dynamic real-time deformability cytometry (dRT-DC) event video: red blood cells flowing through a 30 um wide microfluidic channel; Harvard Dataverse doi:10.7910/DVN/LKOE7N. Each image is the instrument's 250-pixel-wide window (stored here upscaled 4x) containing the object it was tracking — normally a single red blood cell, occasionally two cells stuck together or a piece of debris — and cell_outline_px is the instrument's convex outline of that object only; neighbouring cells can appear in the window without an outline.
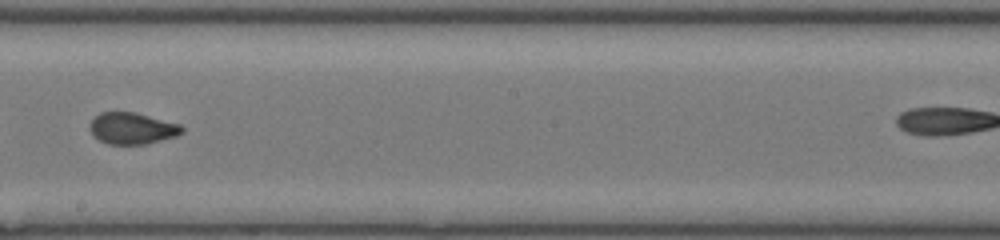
{"species": "common noctule bat (a hibernating species)", "species_latin": "Nyctalus noctula", "temperature_condition": "room temperature", "stored_images_in_passage": 32, "camera_frame_rate_fps": 3000, "um_per_image_px": 0.085, "animal": {"sex": "female", "body_mass_g": 17.0, "forearm_length_mm": 48.0}, "frame": {"image": 1, "passage_image": 28, "time_ms": 9.0, "image_size_px": [1000, 240], "cell_outline_px": [[184, 132], [176, 136], [144, 144], [108, 144], [92, 136], [88, 128], [92, 120], [100, 112], [132, 112], [180, 124], [184, 128]], "centroid_in_image_um": [11.21, 10.91], "position_along_channel_um": 237.0, "area_um2": 16.82}}